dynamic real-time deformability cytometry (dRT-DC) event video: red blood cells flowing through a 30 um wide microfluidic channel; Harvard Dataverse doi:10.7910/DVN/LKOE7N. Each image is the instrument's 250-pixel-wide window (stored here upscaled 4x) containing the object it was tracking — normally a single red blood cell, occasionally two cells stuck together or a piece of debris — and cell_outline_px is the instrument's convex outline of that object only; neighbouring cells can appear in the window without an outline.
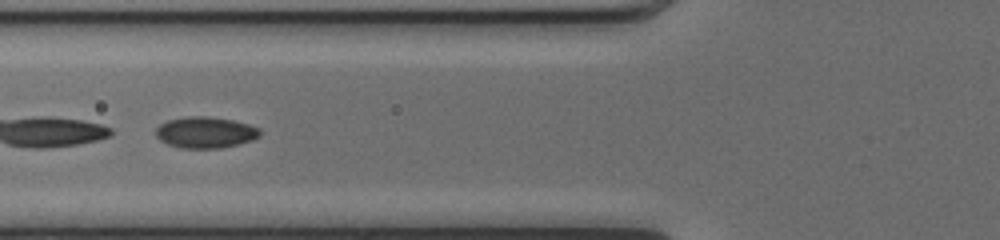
{"species": "common noctule bat (a hibernating species)", "species_latin": "Nyctalus noctula", "temperature_condition": "cold", "stored_images_in_passage": 49, "camera_frame_rate_fps": 3000, "um_per_image_px": 0.085, "animal": {"sex": "female", "body_mass_g": 17.0, "forearm_length_mm": 48.0}, "frame": {"image": 1, "passage_image": 20, "time_ms": 6.333, "image_size_px": [1000, 240], "cell_outline_px": [[260, 136], [252, 140], [240, 144], [220, 148], [180, 148], [168, 144], [160, 140], [156, 136], [156, 128], [160, 124], [168, 120], [188, 116], [208, 116], [232, 120], [248, 124], [260, 128]], "centroid_in_image_um": [17.46, 11.26], "position_along_channel_um": 108.3, "area_um2": 19.02}}
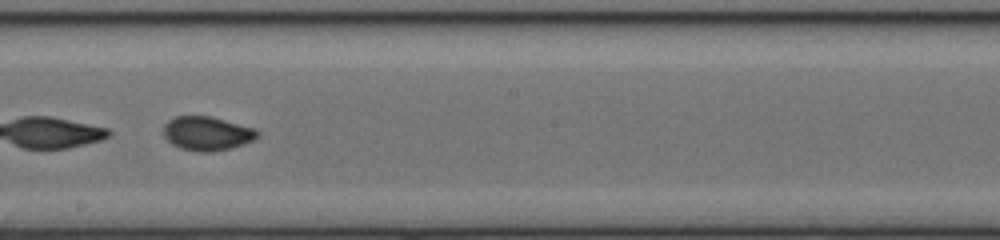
{"frame": {"image": 2, "passage_image": 29, "time_ms": 9.333, "image_size_px": [1000, 240], "cell_outline_px": [[260, 132], [252, 140], [232, 148], [212, 152], [196, 152], [180, 148], [172, 144], [164, 136], [164, 124], [168, 120], [176, 116], [212, 116], [256, 128]], "centroid_in_image_um": [17.59, 11.34], "position_along_channel_um": 230.6, "area_um2": 18.73}}
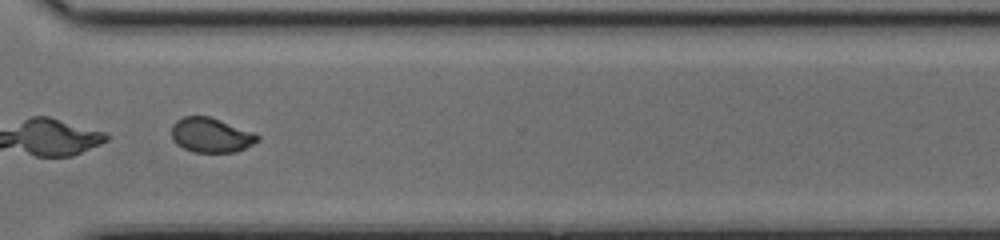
{"frame": {"image": 3, "passage_image": 38, "time_ms": 12.333, "image_size_px": [1000, 240], "cell_outline_px": [[260, 140], [236, 152], [192, 152], [176, 144], [172, 140], [172, 124], [176, 120], [184, 116], [208, 116], [220, 120], [252, 132], [260, 136]], "centroid_in_image_um": [17.9, 11.49], "position_along_channel_um": 352.7, "area_um2": 17.28}, "authors_computed_cell_mechanics": {"area_um2": 19.7676, "velocity_mm_per_s": 4.0739, "shape_relaxation_time_tau1_ms": 9.0876, "shape_relaxation_time_tau2_ms": 0.8864, "deformation_change_tau1": 0.1688, "deformation_change_tau2": 0.0446}}